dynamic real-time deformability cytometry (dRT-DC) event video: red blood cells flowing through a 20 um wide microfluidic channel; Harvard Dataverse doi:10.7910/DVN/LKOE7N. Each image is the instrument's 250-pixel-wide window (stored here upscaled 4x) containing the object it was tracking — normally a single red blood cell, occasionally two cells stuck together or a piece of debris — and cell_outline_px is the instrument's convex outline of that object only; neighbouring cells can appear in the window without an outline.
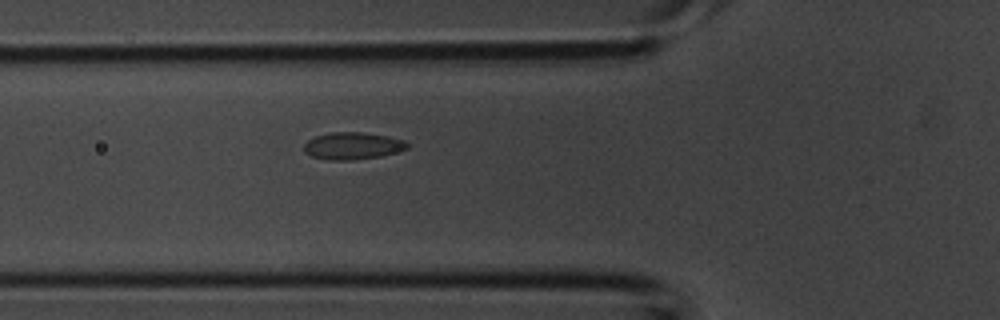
{"species": "common noctule bat (a hibernating species)", "species_latin": "Nyctalus noctula", "temperature_condition": "room temperature", "stored_images_in_passage": 23, "camera_frame_rate_fps": 3000, "um_per_image_px": 0.085, "animal": {"sex": "male", "body_mass_g": 20.1, "forearm_length_mm": 53.5}, "frame": {"image": 1, "passage_image": 2, "time_ms": 0.333, "image_size_px": [1000, 320], "cell_outline_px": [[408, 148], [396, 152], [380, 156], [352, 160], [324, 160], [312, 156], [304, 152], [304, 144], [308, 140], [316, 136], [332, 132], [360, 132], [388, 136], [404, 140], [408, 144]], "centroid_in_image_um": [29.95, 12.4], "position_along_channel_um": 95.8, "area_um2": 16.3}}
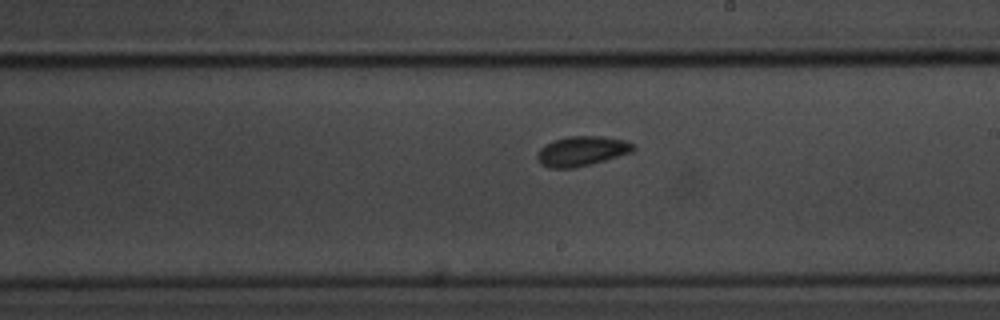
{"frame": {"image": 2, "passage_image": 11, "time_ms": 3.333, "image_size_px": [1000, 320], "cell_outline_px": [[636, 148], [632, 152], [592, 164], [572, 168], [548, 168], [540, 164], [536, 156], [536, 152], [544, 144], [552, 140], [568, 136], [604, 136], [624, 140], [636, 144]], "centroid_in_image_um": [49.43, 12.84], "position_along_channel_um": 239.6, "area_um2": 16.99}}
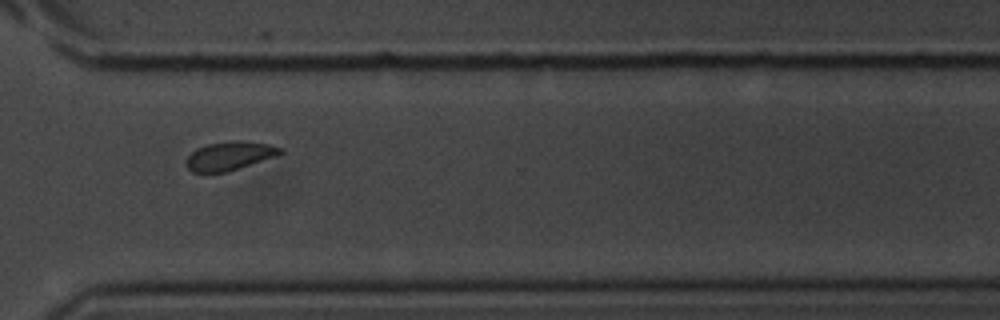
{"frame": {"image": 3, "passage_image": 18, "time_ms": 5.667, "image_size_px": [1000, 320], "cell_outline_px": [[284, 152], [276, 156], [224, 172], [192, 172], [184, 164], [184, 160], [196, 148], [208, 144], [236, 140], [244, 140], [268, 144], [284, 148]], "centroid_in_image_um": [19.5, 13.23], "position_along_channel_um": 351.1, "area_um2": 15.66}}